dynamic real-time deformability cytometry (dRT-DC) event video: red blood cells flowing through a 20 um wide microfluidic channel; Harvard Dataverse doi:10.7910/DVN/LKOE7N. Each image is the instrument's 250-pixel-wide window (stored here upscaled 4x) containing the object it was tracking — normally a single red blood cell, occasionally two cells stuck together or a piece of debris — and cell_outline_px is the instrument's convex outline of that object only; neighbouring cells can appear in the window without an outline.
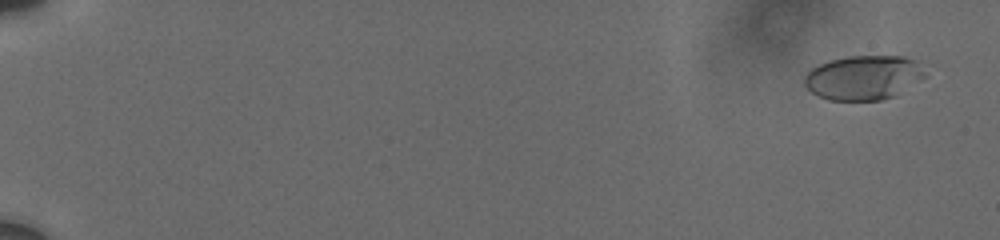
{"species": "human", "species_latin": "Homo sapiens", "temperature_condition": "cold", "stored_images_in_passage": 7, "camera_frame_rate_fps": 3000, "um_per_image_px": 0.085, "donor": {"sex": "male"}, "frame": {"image": 1, "passage_image": 2, "time_ms": 0.667, "image_size_px": [1000, 240], "cell_outline_px": [[928, 76], [892, 96], [880, 100], [828, 100], [812, 92], [804, 84], [804, 76], [812, 68], [820, 64], [832, 60], [848, 56], [904, 56], [916, 60]], "centroid_in_image_um": [73.41, 6.58], "position_along_channel_um": 11.6, "area_um2": 30.98}}